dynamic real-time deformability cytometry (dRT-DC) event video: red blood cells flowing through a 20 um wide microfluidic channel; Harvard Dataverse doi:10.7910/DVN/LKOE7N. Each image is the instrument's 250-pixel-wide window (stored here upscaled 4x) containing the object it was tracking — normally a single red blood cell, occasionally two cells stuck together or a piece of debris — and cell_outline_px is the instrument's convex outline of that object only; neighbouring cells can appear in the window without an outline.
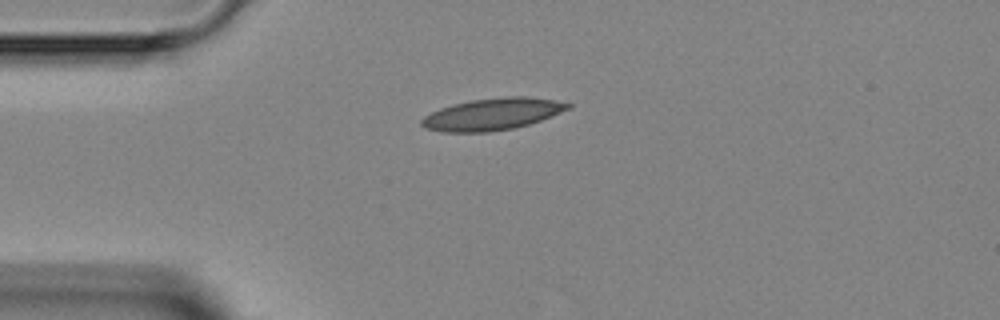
{"species": "Egyptian fruit bat (a non-hibernating species)", "species_latin": "Rousettus aegyptiacus", "temperature_condition": "room temperature", "stored_images_in_passage": 1, "camera_frame_rate_fps": 3000, "um_per_image_px": 0.085, "animal": {"sex": "female"}, "frame": {"image": 1, "passage_image": 1, "time_ms": 0.0, "image_size_px": [1000, 320], "cell_outline_px": [[572, 108], [540, 120], [528, 124], [512, 128], [488, 132], [440, 132], [424, 128], [420, 124], [420, 120], [424, 116], [440, 108], [452, 104], [472, 100], [504, 96], [524, 96], [556, 100], [572, 104]], "centroid_in_image_um": [41.83, 9.7], "position_along_channel_um": 43.2, "area_um2": 27.22}}